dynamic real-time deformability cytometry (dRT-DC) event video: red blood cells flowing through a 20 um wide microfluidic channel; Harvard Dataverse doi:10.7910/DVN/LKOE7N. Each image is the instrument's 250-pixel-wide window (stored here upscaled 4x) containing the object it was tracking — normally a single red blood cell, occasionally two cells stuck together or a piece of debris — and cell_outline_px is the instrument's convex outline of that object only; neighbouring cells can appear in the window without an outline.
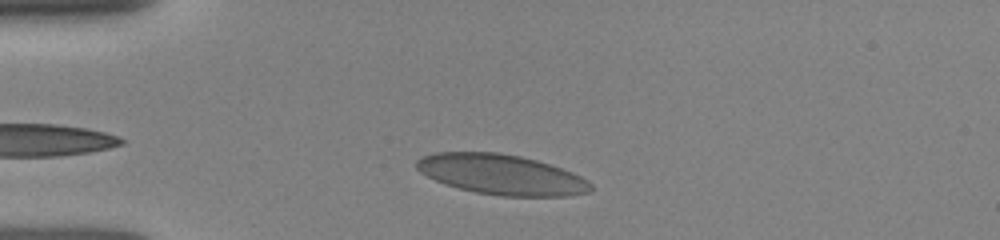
{"species": "human", "species_latin": "Homo sapiens", "temperature_condition": "room temperature", "stored_images_in_passage": 9, "camera_frame_rate_fps": 3000, "um_per_image_px": 0.085, "donor": {"sex": "female"}, "frame": {"image": 1, "passage_image": 4, "time_ms": 1.333, "image_size_px": [1000, 240], "cell_outline_px": [[592, 188], [588, 192], [572, 196], [500, 196], [476, 192], [444, 184], [420, 172], [416, 168], [416, 160], [420, 156], [436, 152], [496, 152], [520, 156], [536, 160], [572, 172], [588, 180], [592, 184]], "centroid_in_image_um": [42.61, 14.83], "position_along_channel_um": 42.4, "area_um2": 40.75}}
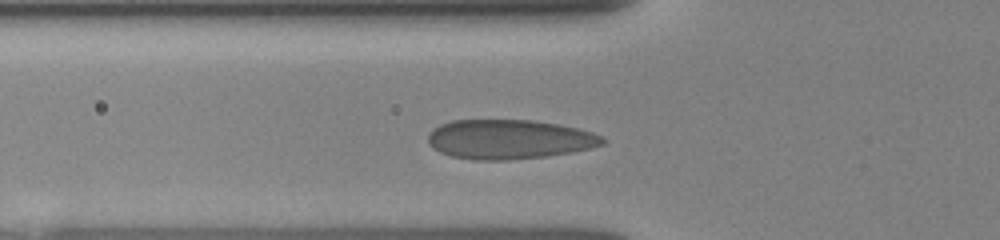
{"frame": {"image": 2, "passage_image": 8, "time_ms": 3.0, "image_size_px": [1000, 240], "cell_outline_px": [[604, 144], [572, 152], [544, 156], [508, 160], [472, 160], [452, 156], [440, 152], [432, 148], [428, 144], [428, 136], [432, 128], [440, 124], [452, 120], [532, 120], [560, 124], [580, 128], [604, 136]], "centroid_in_image_um": [43.26, 11.83], "position_along_channel_um": 82.5, "area_um2": 40.34}}